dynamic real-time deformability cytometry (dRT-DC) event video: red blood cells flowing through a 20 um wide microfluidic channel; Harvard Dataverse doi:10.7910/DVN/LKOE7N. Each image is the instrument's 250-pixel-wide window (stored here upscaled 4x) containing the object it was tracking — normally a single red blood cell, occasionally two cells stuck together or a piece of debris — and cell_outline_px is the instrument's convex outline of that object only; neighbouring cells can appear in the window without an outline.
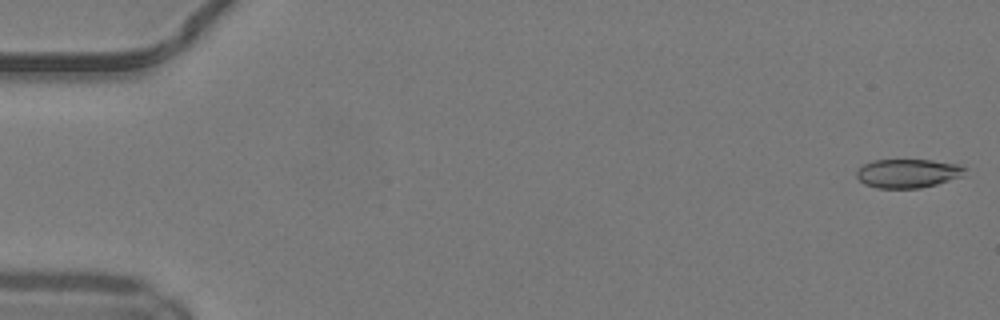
{"species": "common noctule bat (a hibernating species)", "species_latin": "Nyctalus noctula", "temperature_condition": "warm", "stored_images_in_passage": 19, "camera_frame_rate_fps": 3000, "um_per_image_px": 0.085, "animal": {"sex": "male", "body_mass_g": 19.2, "forearm_length_mm": 51.8}, "frame": {"image": 1, "passage_image": 1, "time_ms": 0.0, "image_size_px": [1000, 320], "cell_outline_px": [[968, 168], [964, 176], [936, 184], [920, 188], [876, 188], [864, 184], [856, 176], [856, 172], [864, 164], [872, 160], [932, 160], [960, 164]], "centroid_in_image_um": [77.21, 14.73], "position_along_channel_um": 7.8, "area_um2": 18.38}}
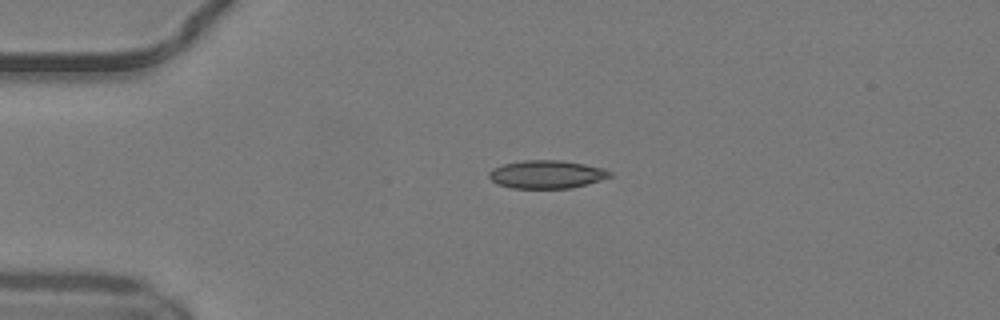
{"frame": {"image": 2, "passage_image": 12, "time_ms": 3.667, "image_size_px": [1000, 320], "cell_outline_px": [[612, 176], [588, 184], [572, 188], [512, 188], [496, 184], [488, 176], [488, 172], [492, 168], [504, 164], [524, 160], [560, 160], [584, 164], [604, 168], [612, 172]], "centroid_in_image_um": [46.46, 14.82], "position_along_channel_um": 38.5, "area_um2": 19.88}}
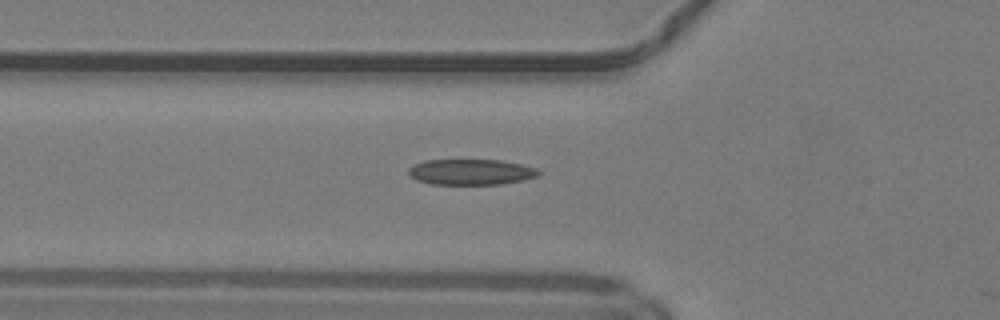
{"frame": {"image": 3, "passage_image": 18, "time_ms": 5.667, "image_size_px": [1000, 320], "cell_outline_px": [[540, 176], [500, 184], [432, 184], [416, 180], [408, 176], [408, 168], [424, 160], [500, 160], [520, 164], [536, 168], [540, 172]], "centroid_in_image_um": [40.0, 14.62], "position_along_channel_um": 85.8, "area_um2": 19.42}}